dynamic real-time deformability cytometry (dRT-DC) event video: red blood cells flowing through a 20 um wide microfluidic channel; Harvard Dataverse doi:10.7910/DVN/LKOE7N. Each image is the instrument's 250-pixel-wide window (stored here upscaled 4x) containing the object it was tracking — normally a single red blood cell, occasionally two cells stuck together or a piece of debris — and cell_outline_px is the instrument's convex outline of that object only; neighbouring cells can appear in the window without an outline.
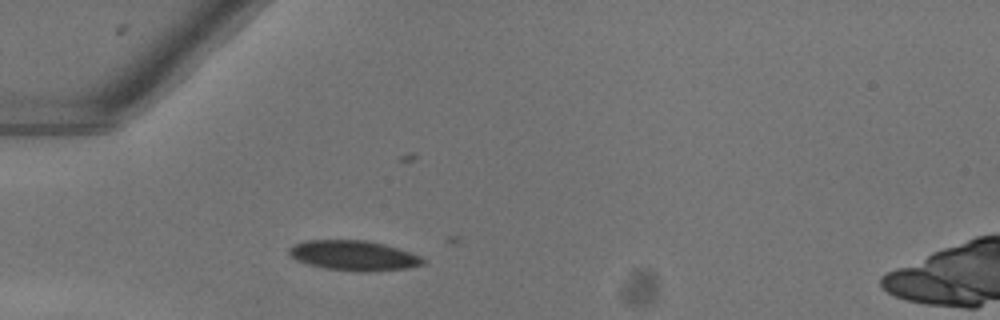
{"species": "common noctule bat (a hibernating species)", "species_latin": "Nyctalus noctula", "temperature_condition": "warm", "stored_images_in_passage": 12, "camera_frame_rate_fps": 3000, "um_per_image_px": 0.085, "animal": {"sex": "female"}, "frame": {"image": 1, "passage_image": 10, "time_ms": 3.0, "image_size_px": [1000, 320], "cell_outline_px": [[424, 264], [408, 268], [368, 272], [324, 268], [308, 264], [296, 260], [288, 252], [288, 248], [292, 244], [304, 240], [364, 240], [384, 244], [420, 256], [424, 260]], "centroid_in_image_um": [30.02, 21.71], "position_along_channel_um": 55.0, "area_um2": 23.29}}